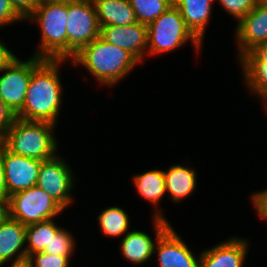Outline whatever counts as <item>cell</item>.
I'll list each match as a JSON object with an SVG mask.
<instances>
[{"label":"cell","mask_w":267,"mask_h":267,"mask_svg":"<svg viewBox=\"0 0 267 267\" xmlns=\"http://www.w3.org/2000/svg\"><path fill=\"white\" fill-rule=\"evenodd\" d=\"M65 61L44 59L32 71L23 109L17 118L56 125L63 101L58 68Z\"/></svg>","instance_id":"cell-1"},{"label":"cell","mask_w":267,"mask_h":267,"mask_svg":"<svg viewBox=\"0 0 267 267\" xmlns=\"http://www.w3.org/2000/svg\"><path fill=\"white\" fill-rule=\"evenodd\" d=\"M84 66L104 86H114L126 77L140 62L127 50L106 42L100 36L84 46L71 59Z\"/></svg>","instance_id":"cell-2"},{"label":"cell","mask_w":267,"mask_h":267,"mask_svg":"<svg viewBox=\"0 0 267 267\" xmlns=\"http://www.w3.org/2000/svg\"><path fill=\"white\" fill-rule=\"evenodd\" d=\"M54 128L55 124L52 123L16 118L2 139V145L19 156L48 160L58 151Z\"/></svg>","instance_id":"cell-3"},{"label":"cell","mask_w":267,"mask_h":267,"mask_svg":"<svg viewBox=\"0 0 267 267\" xmlns=\"http://www.w3.org/2000/svg\"><path fill=\"white\" fill-rule=\"evenodd\" d=\"M37 23L41 42L33 56L50 60H67V2L38 5L27 19Z\"/></svg>","instance_id":"cell-4"},{"label":"cell","mask_w":267,"mask_h":267,"mask_svg":"<svg viewBox=\"0 0 267 267\" xmlns=\"http://www.w3.org/2000/svg\"><path fill=\"white\" fill-rule=\"evenodd\" d=\"M148 55H157L175 50L191 41L196 51L202 42L186 26L179 9L173 4L147 26Z\"/></svg>","instance_id":"cell-5"},{"label":"cell","mask_w":267,"mask_h":267,"mask_svg":"<svg viewBox=\"0 0 267 267\" xmlns=\"http://www.w3.org/2000/svg\"><path fill=\"white\" fill-rule=\"evenodd\" d=\"M96 9L92 0L67 2V61L72 59L84 46L100 36Z\"/></svg>","instance_id":"cell-6"},{"label":"cell","mask_w":267,"mask_h":267,"mask_svg":"<svg viewBox=\"0 0 267 267\" xmlns=\"http://www.w3.org/2000/svg\"><path fill=\"white\" fill-rule=\"evenodd\" d=\"M8 209L9 217L24 226L52 219L64 211L49 194L38 186L10 195Z\"/></svg>","instance_id":"cell-7"},{"label":"cell","mask_w":267,"mask_h":267,"mask_svg":"<svg viewBox=\"0 0 267 267\" xmlns=\"http://www.w3.org/2000/svg\"><path fill=\"white\" fill-rule=\"evenodd\" d=\"M44 59L33 56L21 61L17 56L2 70L0 76V100L17 115L22 109L32 71Z\"/></svg>","instance_id":"cell-8"},{"label":"cell","mask_w":267,"mask_h":267,"mask_svg":"<svg viewBox=\"0 0 267 267\" xmlns=\"http://www.w3.org/2000/svg\"><path fill=\"white\" fill-rule=\"evenodd\" d=\"M156 235L154 253L157 252L160 267H199L196 257L167 219L153 218Z\"/></svg>","instance_id":"cell-9"},{"label":"cell","mask_w":267,"mask_h":267,"mask_svg":"<svg viewBox=\"0 0 267 267\" xmlns=\"http://www.w3.org/2000/svg\"><path fill=\"white\" fill-rule=\"evenodd\" d=\"M70 168L66 160L57 153L53 158L42 161L36 183V186L49 194L63 210L73 201L71 191L75 186V177Z\"/></svg>","instance_id":"cell-10"},{"label":"cell","mask_w":267,"mask_h":267,"mask_svg":"<svg viewBox=\"0 0 267 267\" xmlns=\"http://www.w3.org/2000/svg\"><path fill=\"white\" fill-rule=\"evenodd\" d=\"M8 195L36 186L41 160L19 156L0 146Z\"/></svg>","instance_id":"cell-11"},{"label":"cell","mask_w":267,"mask_h":267,"mask_svg":"<svg viewBox=\"0 0 267 267\" xmlns=\"http://www.w3.org/2000/svg\"><path fill=\"white\" fill-rule=\"evenodd\" d=\"M100 37L131 53L141 64L147 56V25L139 22L130 25L101 26Z\"/></svg>","instance_id":"cell-12"},{"label":"cell","mask_w":267,"mask_h":267,"mask_svg":"<svg viewBox=\"0 0 267 267\" xmlns=\"http://www.w3.org/2000/svg\"><path fill=\"white\" fill-rule=\"evenodd\" d=\"M235 27L238 58L256 46L267 43V5L258 3Z\"/></svg>","instance_id":"cell-13"},{"label":"cell","mask_w":267,"mask_h":267,"mask_svg":"<svg viewBox=\"0 0 267 267\" xmlns=\"http://www.w3.org/2000/svg\"><path fill=\"white\" fill-rule=\"evenodd\" d=\"M248 240L233 237L200 253L199 267H243Z\"/></svg>","instance_id":"cell-14"},{"label":"cell","mask_w":267,"mask_h":267,"mask_svg":"<svg viewBox=\"0 0 267 267\" xmlns=\"http://www.w3.org/2000/svg\"><path fill=\"white\" fill-rule=\"evenodd\" d=\"M25 245L26 226L8 216L0 224V267L27 258Z\"/></svg>","instance_id":"cell-15"},{"label":"cell","mask_w":267,"mask_h":267,"mask_svg":"<svg viewBox=\"0 0 267 267\" xmlns=\"http://www.w3.org/2000/svg\"><path fill=\"white\" fill-rule=\"evenodd\" d=\"M216 0H173L186 26L202 42ZM213 5V6H212Z\"/></svg>","instance_id":"cell-16"},{"label":"cell","mask_w":267,"mask_h":267,"mask_svg":"<svg viewBox=\"0 0 267 267\" xmlns=\"http://www.w3.org/2000/svg\"><path fill=\"white\" fill-rule=\"evenodd\" d=\"M163 172L166 193L168 192L174 203L182 201L195 191L198 178L195 169L177 164Z\"/></svg>","instance_id":"cell-17"},{"label":"cell","mask_w":267,"mask_h":267,"mask_svg":"<svg viewBox=\"0 0 267 267\" xmlns=\"http://www.w3.org/2000/svg\"><path fill=\"white\" fill-rule=\"evenodd\" d=\"M99 25H130L138 22L129 0H92Z\"/></svg>","instance_id":"cell-18"},{"label":"cell","mask_w":267,"mask_h":267,"mask_svg":"<svg viewBox=\"0 0 267 267\" xmlns=\"http://www.w3.org/2000/svg\"><path fill=\"white\" fill-rule=\"evenodd\" d=\"M133 182L141 198L155 205L153 218L166 219L158 210V203L166 194L163 170L154 169L133 176Z\"/></svg>","instance_id":"cell-19"},{"label":"cell","mask_w":267,"mask_h":267,"mask_svg":"<svg viewBox=\"0 0 267 267\" xmlns=\"http://www.w3.org/2000/svg\"><path fill=\"white\" fill-rule=\"evenodd\" d=\"M239 63L249 91L263 99L267 95V63L262 62L252 51L245 53Z\"/></svg>","instance_id":"cell-20"},{"label":"cell","mask_w":267,"mask_h":267,"mask_svg":"<svg viewBox=\"0 0 267 267\" xmlns=\"http://www.w3.org/2000/svg\"><path fill=\"white\" fill-rule=\"evenodd\" d=\"M154 240L147 233L132 230L123 236L121 252L123 256L136 265L147 262L154 255Z\"/></svg>","instance_id":"cell-21"},{"label":"cell","mask_w":267,"mask_h":267,"mask_svg":"<svg viewBox=\"0 0 267 267\" xmlns=\"http://www.w3.org/2000/svg\"><path fill=\"white\" fill-rule=\"evenodd\" d=\"M62 228L58 227L53 218L26 226L27 257L29 258L34 253L43 252L47 246H50L53 236Z\"/></svg>","instance_id":"cell-22"},{"label":"cell","mask_w":267,"mask_h":267,"mask_svg":"<svg viewBox=\"0 0 267 267\" xmlns=\"http://www.w3.org/2000/svg\"><path fill=\"white\" fill-rule=\"evenodd\" d=\"M99 228L109 237L126 235L129 231V216L122 208L107 207L98 215Z\"/></svg>","instance_id":"cell-23"},{"label":"cell","mask_w":267,"mask_h":267,"mask_svg":"<svg viewBox=\"0 0 267 267\" xmlns=\"http://www.w3.org/2000/svg\"><path fill=\"white\" fill-rule=\"evenodd\" d=\"M139 23L149 25L162 15L173 0H129Z\"/></svg>","instance_id":"cell-24"},{"label":"cell","mask_w":267,"mask_h":267,"mask_svg":"<svg viewBox=\"0 0 267 267\" xmlns=\"http://www.w3.org/2000/svg\"><path fill=\"white\" fill-rule=\"evenodd\" d=\"M74 240L70 231L68 232L66 228H62L53 236L50 246H47L43 252L52 255L73 256L72 253L75 250Z\"/></svg>","instance_id":"cell-25"},{"label":"cell","mask_w":267,"mask_h":267,"mask_svg":"<svg viewBox=\"0 0 267 267\" xmlns=\"http://www.w3.org/2000/svg\"><path fill=\"white\" fill-rule=\"evenodd\" d=\"M217 2L230 16L236 18L237 23L258 4V0H217Z\"/></svg>","instance_id":"cell-26"},{"label":"cell","mask_w":267,"mask_h":267,"mask_svg":"<svg viewBox=\"0 0 267 267\" xmlns=\"http://www.w3.org/2000/svg\"><path fill=\"white\" fill-rule=\"evenodd\" d=\"M70 257L52 255L44 252H38L32 254L29 259L31 260L33 267H69Z\"/></svg>","instance_id":"cell-27"},{"label":"cell","mask_w":267,"mask_h":267,"mask_svg":"<svg viewBox=\"0 0 267 267\" xmlns=\"http://www.w3.org/2000/svg\"><path fill=\"white\" fill-rule=\"evenodd\" d=\"M24 20L16 13L9 0H0V26Z\"/></svg>","instance_id":"cell-28"},{"label":"cell","mask_w":267,"mask_h":267,"mask_svg":"<svg viewBox=\"0 0 267 267\" xmlns=\"http://www.w3.org/2000/svg\"><path fill=\"white\" fill-rule=\"evenodd\" d=\"M9 2L23 20H27L37 7V0H9Z\"/></svg>","instance_id":"cell-29"},{"label":"cell","mask_w":267,"mask_h":267,"mask_svg":"<svg viewBox=\"0 0 267 267\" xmlns=\"http://www.w3.org/2000/svg\"><path fill=\"white\" fill-rule=\"evenodd\" d=\"M16 115L12 110L0 100V138L3 139L8 129L14 123Z\"/></svg>","instance_id":"cell-30"},{"label":"cell","mask_w":267,"mask_h":267,"mask_svg":"<svg viewBox=\"0 0 267 267\" xmlns=\"http://www.w3.org/2000/svg\"><path fill=\"white\" fill-rule=\"evenodd\" d=\"M251 198V203L255 207L254 209H256L259 218L267 221V188L259 192H254Z\"/></svg>","instance_id":"cell-31"},{"label":"cell","mask_w":267,"mask_h":267,"mask_svg":"<svg viewBox=\"0 0 267 267\" xmlns=\"http://www.w3.org/2000/svg\"><path fill=\"white\" fill-rule=\"evenodd\" d=\"M16 57L0 40V72Z\"/></svg>","instance_id":"cell-32"},{"label":"cell","mask_w":267,"mask_h":267,"mask_svg":"<svg viewBox=\"0 0 267 267\" xmlns=\"http://www.w3.org/2000/svg\"><path fill=\"white\" fill-rule=\"evenodd\" d=\"M0 199H9L6 179H5L4 166L2 163L1 156H0Z\"/></svg>","instance_id":"cell-33"},{"label":"cell","mask_w":267,"mask_h":267,"mask_svg":"<svg viewBox=\"0 0 267 267\" xmlns=\"http://www.w3.org/2000/svg\"><path fill=\"white\" fill-rule=\"evenodd\" d=\"M262 62L267 63V43L260 44L251 50Z\"/></svg>","instance_id":"cell-34"},{"label":"cell","mask_w":267,"mask_h":267,"mask_svg":"<svg viewBox=\"0 0 267 267\" xmlns=\"http://www.w3.org/2000/svg\"><path fill=\"white\" fill-rule=\"evenodd\" d=\"M9 216L8 199H0V224Z\"/></svg>","instance_id":"cell-35"},{"label":"cell","mask_w":267,"mask_h":267,"mask_svg":"<svg viewBox=\"0 0 267 267\" xmlns=\"http://www.w3.org/2000/svg\"><path fill=\"white\" fill-rule=\"evenodd\" d=\"M10 265V267H33V264L28 257L21 260L13 261Z\"/></svg>","instance_id":"cell-36"},{"label":"cell","mask_w":267,"mask_h":267,"mask_svg":"<svg viewBox=\"0 0 267 267\" xmlns=\"http://www.w3.org/2000/svg\"><path fill=\"white\" fill-rule=\"evenodd\" d=\"M72 0H37V6L49 3H59V2H68Z\"/></svg>","instance_id":"cell-37"},{"label":"cell","mask_w":267,"mask_h":267,"mask_svg":"<svg viewBox=\"0 0 267 267\" xmlns=\"http://www.w3.org/2000/svg\"><path fill=\"white\" fill-rule=\"evenodd\" d=\"M258 3L263 4V5H267V0H258Z\"/></svg>","instance_id":"cell-38"},{"label":"cell","mask_w":267,"mask_h":267,"mask_svg":"<svg viewBox=\"0 0 267 267\" xmlns=\"http://www.w3.org/2000/svg\"><path fill=\"white\" fill-rule=\"evenodd\" d=\"M262 100H263V105L265 106L267 104V95Z\"/></svg>","instance_id":"cell-39"},{"label":"cell","mask_w":267,"mask_h":267,"mask_svg":"<svg viewBox=\"0 0 267 267\" xmlns=\"http://www.w3.org/2000/svg\"><path fill=\"white\" fill-rule=\"evenodd\" d=\"M264 108H265V110H266V114H267V104L265 105V106H263Z\"/></svg>","instance_id":"cell-40"}]
</instances>
